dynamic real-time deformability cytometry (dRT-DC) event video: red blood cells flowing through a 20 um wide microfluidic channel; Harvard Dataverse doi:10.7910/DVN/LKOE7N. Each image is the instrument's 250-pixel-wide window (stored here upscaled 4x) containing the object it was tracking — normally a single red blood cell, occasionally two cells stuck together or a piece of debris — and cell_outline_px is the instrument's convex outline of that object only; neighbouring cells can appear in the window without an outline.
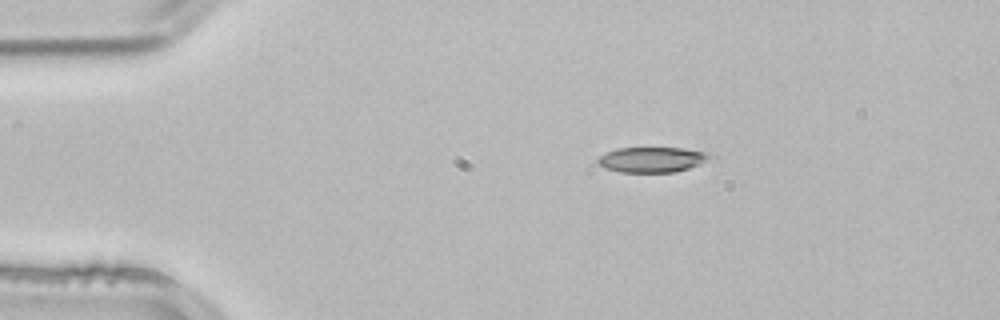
{"species": "common noctule bat (a hibernating species)", "species_latin": "Nyctalus noctula", "temperature_condition": "room temperature", "stored_images_in_passage": 3, "camera_frame_rate_fps": 3000, "um_per_image_px": 0.085, "animal": {"sex": "male", "body_mass_g": 21.5, "forearm_length_mm": 52.0}, "frame": {"image": 1, "passage_image": 2, "time_ms": 0.333, "image_size_px": [1000, 320], "cell_outline_px": [[716, 156], [700, 164], [676, 172], [620, 172], [604, 168], [596, 164], [596, 160], [604, 152], [616, 148], [684, 148], [712, 152]], "centroid_in_image_um": [55.45, 13.56], "position_along_channel_um": 29.6, "area_um2": 16.94}}